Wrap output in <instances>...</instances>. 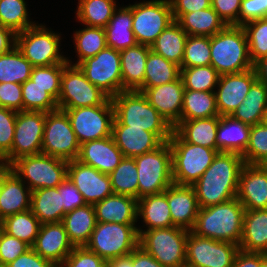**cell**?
I'll return each mask as SVG.
<instances>
[{
    "instance_id": "obj_1",
    "label": "cell",
    "mask_w": 267,
    "mask_h": 267,
    "mask_svg": "<svg viewBox=\"0 0 267 267\" xmlns=\"http://www.w3.org/2000/svg\"><path fill=\"white\" fill-rule=\"evenodd\" d=\"M241 154L218 152L211 165L192 185L200 208L237 197L239 175L244 165Z\"/></svg>"
},
{
    "instance_id": "obj_2",
    "label": "cell",
    "mask_w": 267,
    "mask_h": 267,
    "mask_svg": "<svg viewBox=\"0 0 267 267\" xmlns=\"http://www.w3.org/2000/svg\"><path fill=\"white\" fill-rule=\"evenodd\" d=\"M244 211V206L237 197L200 208L191 231L201 237L239 245Z\"/></svg>"
},
{
    "instance_id": "obj_3",
    "label": "cell",
    "mask_w": 267,
    "mask_h": 267,
    "mask_svg": "<svg viewBox=\"0 0 267 267\" xmlns=\"http://www.w3.org/2000/svg\"><path fill=\"white\" fill-rule=\"evenodd\" d=\"M115 118L130 128H144L162 142L169 141L173 127L139 91H122L111 98Z\"/></svg>"
},
{
    "instance_id": "obj_4",
    "label": "cell",
    "mask_w": 267,
    "mask_h": 267,
    "mask_svg": "<svg viewBox=\"0 0 267 267\" xmlns=\"http://www.w3.org/2000/svg\"><path fill=\"white\" fill-rule=\"evenodd\" d=\"M211 66L220 74L239 73L253 68L243 26L227 25L210 37Z\"/></svg>"
},
{
    "instance_id": "obj_5",
    "label": "cell",
    "mask_w": 267,
    "mask_h": 267,
    "mask_svg": "<svg viewBox=\"0 0 267 267\" xmlns=\"http://www.w3.org/2000/svg\"><path fill=\"white\" fill-rule=\"evenodd\" d=\"M173 182L192 186L211 165L218 151L184 141L174 130L169 139Z\"/></svg>"
},
{
    "instance_id": "obj_6",
    "label": "cell",
    "mask_w": 267,
    "mask_h": 267,
    "mask_svg": "<svg viewBox=\"0 0 267 267\" xmlns=\"http://www.w3.org/2000/svg\"><path fill=\"white\" fill-rule=\"evenodd\" d=\"M139 233V246L161 265L166 267H186V240L188 230L171 226L142 230Z\"/></svg>"
},
{
    "instance_id": "obj_7",
    "label": "cell",
    "mask_w": 267,
    "mask_h": 267,
    "mask_svg": "<svg viewBox=\"0 0 267 267\" xmlns=\"http://www.w3.org/2000/svg\"><path fill=\"white\" fill-rule=\"evenodd\" d=\"M138 171V199L163 193L173 182L169 142L153 151L134 157Z\"/></svg>"
},
{
    "instance_id": "obj_8",
    "label": "cell",
    "mask_w": 267,
    "mask_h": 267,
    "mask_svg": "<svg viewBox=\"0 0 267 267\" xmlns=\"http://www.w3.org/2000/svg\"><path fill=\"white\" fill-rule=\"evenodd\" d=\"M135 224L97 222L85 245L105 261L130 254L139 246V233Z\"/></svg>"
},
{
    "instance_id": "obj_9",
    "label": "cell",
    "mask_w": 267,
    "mask_h": 267,
    "mask_svg": "<svg viewBox=\"0 0 267 267\" xmlns=\"http://www.w3.org/2000/svg\"><path fill=\"white\" fill-rule=\"evenodd\" d=\"M11 165L14 173L27 181L31 191L58 187L67 178L68 161L42 153L21 157Z\"/></svg>"
},
{
    "instance_id": "obj_10",
    "label": "cell",
    "mask_w": 267,
    "mask_h": 267,
    "mask_svg": "<svg viewBox=\"0 0 267 267\" xmlns=\"http://www.w3.org/2000/svg\"><path fill=\"white\" fill-rule=\"evenodd\" d=\"M60 37L44 25L35 24L16 34V47L33 67L68 64L59 52Z\"/></svg>"
},
{
    "instance_id": "obj_11",
    "label": "cell",
    "mask_w": 267,
    "mask_h": 267,
    "mask_svg": "<svg viewBox=\"0 0 267 267\" xmlns=\"http://www.w3.org/2000/svg\"><path fill=\"white\" fill-rule=\"evenodd\" d=\"M67 113L79 144L111 136L115 118L111 98L102 105L62 109Z\"/></svg>"
},
{
    "instance_id": "obj_12",
    "label": "cell",
    "mask_w": 267,
    "mask_h": 267,
    "mask_svg": "<svg viewBox=\"0 0 267 267\" xmlns=\"http://www.w3.org/2000/svg\"><path fill=\"white\" fill-rule=\"evenodd\" d=\"M68 64L61 75L58 109H75L102 105L109 97L93 85L78 66Z\"/></svg>"
},
{
    "instance_id": "obj_13",
    "label": "cell",
    "mask_w": 267,
    "mask_h": 267,
    "mask_svg": "<svg viewBox=\"0 0 267 267\" xmlns=\"http://www.w3.org/2000/svg\"><path fill=\"white\" fill-rule=\"evenodd\" d=\"M79 150L67 113L62 109L46 113L41 153L71 161L77 159Z\"/></svg>"
},
{
    "instance_id": "obj_14",
    "label": "cell",
    "mask_w": 267,
    "mask_h": 267,
    "mask_svg": "<svg viewBox=\"0 0 267 267\" xmlns=\"http://www.w3.org/2000/svg\"><path fill=\"white\" fill-rule=\"evenodd\" d=\"M132 30L138 44L151 46L174 21L170 0H152L132 5Z\"/></svg>"
},
{
    "instance_id": "obj_15",
    "label": "cell",
    "mask_w": 267,
    "mask_h": 267,
    "mask_svg": "<svg viewBox=\"0 0 267 267\" xmlns=\"http://www.w3.org/2000/svg\"><path fill=\"white\" fill-rule=\"evenodd\" d=\"M77 66L109 98L123 91L120 51L106 47Z\"/></svg>"
},
{
    "instance_id": "obj_16",
    "label": "cell",
    "mask_w": 267,
    "mask_h": 267,
    "mask_svg": "<svg viewBox=\"0 0 267 267\" xmlns=\"http://www.w3.org/2000/svg\"><path fill=\"white\" fill-rule=\"evenodd\" d=\"M45 121L46 112L18 111L12 149L1 161L12 164L21 157L41 154Z\"/></svg>"
},
{
    "instance_id": "obj_17",
    "label": "cell",
    "mask_w": 267,
    "mask_h": 267,
    "mask_svg": "<svg viewBox=\"0 0 267 267\" xmlns=\"http://www.w3.org/2000/svg\"><path fill=\"white\" fill-rule=\"evenodd\" d=\"M239 245L188 232L186 267H232Z\"/></svg>"
},
{
    "instance_id": "obj_18",
    "label": "cell",
    "mask_w": 267,
    "mask_h": 267,
    "mask_svg": "<svg viewBox=\"0 0 267 267\" xmlns=\"http://www.w3.org/2000/svg\"><path fill=\"white\" fill-rule=\"evenodd\" d=\"M67 178L83 195L86 204L94 205L114 194L108 174L77 159L68 161Z\"/></svg>"
},
{
    "instance_id": "obj_19",
    "label": "cell",
    "mask_w": 267,
    "mask_h": 267,
    "mask_svg": "<svg viewBox=\"0 0 267 267\" xmlns=\"http://www.w3.org/2000/svg\"><path fill=\"white\" fill-rule=\"evenodd\" d=\"M256 80L253 68L239 73L220 75L218 92H214L219 116H230L243 102Z\"/></svg>"
},
{
    "instance_id": "obj_20",
    "label": "cell",
    "mask_w": 267,
    "mask_h": 267,
    "mask_svg": "<svg viewBox=\"0 0 267 267\" xmlns=\"http://www.w3.org/2000/svg\"><path fill=\"white\" fill-rule=\"evenodd\" d=\"M184 90L180 76L173 82L156 87H141L138 91L174 127L181 118Z\"/></svg>"
},
{
    "instance_id": "obj_21",
    "label": "cell",
    "mask_w": 267,
    "mask_h": 267,
    "mask_svg": "<svg viewBox=\"0 0 267 267\" xmlns=\"http://www.w3.org/2000/svg\"><path fill=\"white\" fill-rule=\"evenodd\" d=\"M237 199L245 210L267 209V171L260 164H244Z\"/></svg>"
},
{
    "instance_id": "obj_22",
    "label": "cell",
    "mask_w": 267,
    "mask_h": 267,
    "mask_svg": "<svg viewBox=\"0 0 267 267\" xmlns=\"http://www.w3.org/2000/svg\"><path fill=\"white\" fill-rule=\"evenodd\" d=\"M31 248L42 258L52 261L59 267L74 246L69 240L64 224L59 222L41 224Z\"/></svg>"
},
{
    "instance_id": "obj_23",
    "label": "cell",
    "mask_w": 267,
    "mask_h": 267,
    "mask_svg": "<svg viewBox=\"0 0 267 267\" xmlns=\"http://www.w3.org/2000/svg\"><path fill=\"white\" fill-rule=\"evenodd\" d=\"M167 202L173 225L191 231L200 209L193 186L172 183L167 188Z\"/></svg>"
},
{
    "instance_id": "obj_24",
    "label": "cell",
    "mask_w": 267,
    "mask_h": 267,
    "mask_svg": "<svg viewBox=\"0 0 267 267\" xmlns=\"http://www.w3.org/2000/svg\"><path fill=\"white\" fill-rule=\"evenodd\" d=\"M124 157L134 158L158 148L163 142L144 128H130L114 118L111 134Z\"/></svg>"
},
{
    "instance_id": "obj_25",
    "label": "cell",
    "mask_w": 267,
    "mask_h": 267,
    "mask_svg": "<svg viewBox=\"0 0 267 267\" xmlns=\"http://www.w3.org/2000/svg\"><path fill=\"white\" fill-rule=\"evenodd\" d=\"M123 158V153L109 136L81 144L77 160L109 175Z\"/></svg>"
},
{
    "instance_id": "obj_26",
    "label": "cell",
    "mask_w": 267,
    "mask_h": 267,
    "mask_svg": "<svg viewBox=\"0 0 267 267\" xmlns=\"http://www.w3.org/2000/svg\"><path fill=\"white\" fill-rule=\"evenodd\" d=\"M93 206L97 222L135 224L139 218L137 199L130 196L113 194Z\"/></svg>"
},
{
    "instance_id": "obj_27",
    "label": "cell",
    "mask_w": 267,
    "mask_h": 267,
    "mask_svg": "<svg viewBox=\"0 0 267 267\" xmlns=\"http://www.w3.org/2000/svg\"><path fill=\"white\" fill-rule=\"evenodd\" d=\"M239 250L267 254V209L244 211Z\"/></svg>"
},
{
    "instance_id": "obj_28",
    "label": "cell",
    "mask_w": 267,
    "mask_h": 267,
    "mask_svg": "<svg viewBox=\"0 0 267 267\" xmlns=\"http://www.w3.org/2000/svg\"><path fill=\"white\" fill-rule=\"evenodd\" d=\"M150 46L136 44L120 51L123 91H138L144 84Z\"/></svg>"
},
{
    "instance_id": "obj_29",
    "label": "cell",
    "mask_w": 267,
    "mask_h": 267,
    "mask_svg": "<svg viewBox=\"0 0 267 267\" xmlns=\"http://www.w3.org/2000/svg\"><path fill=\"white\" fill-rule=\"evenodd\" d=\"M251 126L233 119L219 116L216 132V150L243 154L249 144Z\"/></svg>"
},
{
    "instance_id": "obj_30",
    "label": "cell",
    "mask_w": 267,
    "mask_h": 267,
    "mask_svg": "<svg viewBox=\"0 0 267 267\" xmlns=\"http://www.w3.org/2000/svg\"><path fill=\"white\" fill-rule=\"evenodd\" d=\"M31 194L30 188L12 171L0 195V219L31 209Z\"/></svg>"
},
{
    "instance_id": "obj_31",
    "label": "cell",
    "mask_w": 267,
    "mask_h": 267,
    "mask_svg": "<svg viewBox=\"0 0 267 267\" xmlns=\"http://www.w3.org/2000/svg\"><path fill=\"white\" fill-rule=\"evenodd\" d=\"M62 223L73 246H85L97 224L94 206L86 204L67 212Z\"/></svg>"
},
{
    "instance_id": "obj_32",
    "label": "cell",
    "mask_w": 267,
    "mask_h": 267,
    "mask_svg": "<svg viewBox=\"0 0 267 267\" xmlns=\"http://www.w3.org/2000/svg\"><path fill=\"white\" fill-rule=\"evenodd\" d=\"M62 194L58 187L40 188L32 191L31 211L41 224L62 222L64 211Z\"/></svg>"
},
{
    "instance_id": "obj_33",
    "label": "cell",
    "mask_w": 267,
    "mask_h": 267,
    "mask_svg": "<svg viewBox=\"0 0 267 267\" xmlns=\"http://www.w3.org/2000/svg\"><path fill=\"white\" fill-rule=\"evenodd\" d=\"M132 22V5L116 9L104 28L107 47L122 51L135 46L137 41L132 30Z\"/></svg>"
},
{
    "instance_id": "obj_34",
    "label": "cell",
    "mask_w": 267,
    "mask_h": 267,
    "mask_svg": "<svg viewBox=\"0 0 267 267\" xmlns=\"http://www.w3.org/2000/svg\"><path fill=\"white\" fill-rule=\"evenodd\" d=\"M146 224L145 230L174 226L167 202V189L163 193L146 195L137 199V217Z\"/></svg>"
},
{
    "instance_id": "obj_35",
    "label": "cell",
    "mask_w": 267,
    "mask_h": 267,
    "mask_svg": "<svg viewBox=\"0 0 267 267\" xmlns=\"http://www.w3.org/2000/svg\"><path fill=\"white\" fill-rule=\"evenodd\" d=\"M219 116L179 121L173 130L186 142L216 150Z\"/></svg>"
},
{
    "instance_id": "obj_36",
    "label": "cell",
    "mask_w": 267,
    "mask_h": 267,
    "mask_svg": "<svg viewBox=\"0 0 267 267\" xmlns=\"http://www.w3.org/2000/svg\"><path fill=\"white\" fill-rule=\"evenodd\" d=\"M187 37L188 34L174 20L150 47L155 53L181 67Z\"/></svg>"
},
{
    "instance_id": "obj_37",
    "label": "cell",
    "mask_w": 267,
    "mask_h": 267,
    "mask_svg": "<svg viewBox=\"0 0 267 267\" xmlns=\"http://www.w3.org/2000/svg\"><path fill=\"white\" fill-rule=\"evenodd\" d=\"M267 107V86L256 80L250 87L245 99L231 113V117L253 126L260 124Z\"/></svg>"
},
{
    "instance_id": "obj_38",
    "label": "cell",
    "mask_w": 267,
    "mask_h": 267,
    "mask_svg": "<svg viewBox=\"0 0 267 267\" xmlns=\"http://www.w3.org/2000/svg\"><path fill=\"white\" fill-rule=\"evenodd\" d=\"M177 22L191 36L211 37L227 26L212 7L185 13Z\"/></svg>"
},
{
    "instance_id": "obj_39",
    "label": "cell",
    "mask_w": 267,
    "mask_h": 267,
    "mask_svg": "<svg viewBox=\"0 0 267 267\" xmlns=\"http://www.w3.org/2000/svg\"><path fill=\"white\" fill-rule=\"evenodd\" d=\"M219 116L214 92L184 90L180 121Z\"/></svg>"
},
{
    "instance_id": "obj_40",
    "label": "cell",
    "mask_w": 267,
    "mask_h": 267,
    "mask_svg": "<svg viewBox=\"0 0 267 267\" xmlns=\"http://www.w3.org/2000/svg\"><path fill=\"white\" fill-rule=\"evenodd\" d=\"M142 87H156L177 80L181 76L180 66L149 50Z\"/></svg>"
},
{
    "instance_id": "obj_41",
    "label": "cell",
    "mask_w": 267,
    "mask_h": 267,
    "mask_svg": "<svg viewBox=\"0 0 267 267\" xmlns=\"http://www.w3.org/2000/svg\"><path fill=\"white\" fill-rule=\"evenodd\" d=\"M76 16L89 27L105 28L117 9L114 0H78Z\"/></svg>"
},
{
    "instance_id": "obj_42",
    "label": "cell",
    "mask_w": 267,
    "mask_h": 267,
    "mask_svg": "<svg viewBox=\"0 0 267 267\" xmlns=\"http://www.w3.org/2000/svg\"><path fill=\"white\" fill-rule=\"evenodd\" d=\"M33 65L14 46L9 52L0 55V83L22 84L30 79Z\"/></svg>"
},
{
    "instance_id": "obj_43",
    "label": "cell",
    "mask_w": 267,
    "mask_h": 267,
    "mask_svg": "<svg viewBox=\"0 0 267 267\" xmlns=\"http://www.w3.org/2000/svg\"><path fill=\"white\" fill-rule=\"evenodd\" d=\"M4 232L33 246L41 223L31 209L10 215L3 219Z\"/></svg>"
},
{
    "instance_id": "obj_44",
    "label": "cell",
    "mask_w": 267,
    "mask_h": 267,
    "mask_svg": "<svg viewBox=\"0 0 267 267\" xmlns=\"http://www.w3.org/2000/svg\"><path fill=\"white\" fill-rule=\"evenodd\" d=\"M109 177L114 194L138 199V171L134 158L124 157Z\"/></svg>"
},
{
    "instance_id": "obj_45",
    "label": "cell",
    "mask_w": 267,
    "mask_h": 267,
    "mask_svg": "<svg viewBox=\"0 0 267 267\" xmlns=\"http://www.w3.org/2000/svg\"><path fill=\"white\" fill-rule=\"evenodd\" d=\"M74 41L78 61L71 65L75 66L87 58L94 57L107 47L105 30L101 27L86 26L84 29L76 31Z\"/></svg>"
},
{
    "instance_id": "obj_46",
    "label": "cell",
    "mask_w": 267,
    "mask_h": 267,
    "mask_svg": "<svg viewBox=\"0 0 267 267\" xmlns=\"http://www.w3.org/2000/svg\"><path fill=\"white\" fill-rule=\"evenodd\" d=\"M24 0H0V25L11 29L15 34L34 26L29 20Z\"/></svg>"
},
{
    "instance_id": "obj_47",
    "label": "cell",
    "mask_w": 267,
    "mask_h": 267,
    "mask_svg": "<svg viewBox=\"0 0 267 267\" xmlns=\"http://www.w3.org/2000/svg\"><path fill=\"white\" fill-rule=\"evenodd\" d=\"M185 90L215 92L220 74L211 65L180 68Z\"/></svg>"
},
{
    "instance_id": "obj_48",
    "label": "cell",
    "mask_w": 267,
    "mask_h": 267,
    "mask_svg": "<svg viewBox=\"0 0 267 267\" xmlns=\"http://www.w3.org/2000/svg\"><path fill=\"white\" fill-rule=\"evenodd\" d=\"M23 110L50 112L58 109L57 101L31 79L21 84Z\"/></svg>"
},
{
    "instance_id": "obj_49",
    "label": "cell",
    "mask_w": 267,
    "mask_h": 267,
    "mask_svg": "<svg viewBox=\"0 0 267 267\" xmlns=\"http://www.w3.org/2000/svg\"><path fill=\"white\" fill-rule=\"evenodd\" d=\"M211 65L209 36L188 35L180 68Z\"/></svg>"
},
{
    "instance_id": "obj_50",
    "label": "cell",
    "mask_w": 267,
    "mask_h": 267,
    "mask_svg": "<svg viewBox=\"0 0 267 267\" xmlns=\"http://www.w3.org/2000/svg\"><path fill=\"white\" fill-rule=\"evenodd\" d=\"M243 28L248 39L251 62L267 56V18L248 22Z\"/></svg>"
},
{
    "instance_id": "obj_51",
    "label": "cell",
    "mask_w": 267,
    "mask_h": 267,
    "mask_svg": "<svg viewBox=\"0 0 267 267\" xmlns=\"http://www.w3.org/2000/svg\"><path fill=\"white\" fill-rule=\"evenodd\" d=\"M67 64L33 67L30 79L57 101L60 94L61 75Z\"/></svg>"
},
{
    "instance_id": "obj_52",
    "label": "cell",
    "mask_w": 267,
    "mask_h": 267,
    "mask_svg": "<svg viewBox=\"0 0 267 267\" xmlns=\"http://www.w3.org/2000/svg\"><path fill=\"white\" fill-rule=\"evenodd\" d=\"M242 157L246 164H260L267 158V127L262 123L251 126L249 144Z\"/></svg>"
},
{
    "instance_id": "obj_53",
    "label": "cell",
    "mask_w": 267,
    "mask_h": 267,
    "mask_svg": "<svg viewBox=\"0 0 267 267\" xmlns=\"http://www.w3.org/2000/svg\"><path fill=\"white\" fill-rule=\"evenodd\" d=\"M17 111L0 107V158L3 159L12 149Z\"/></svg>"
},
{
    "instance_id": "obj_54",
    "label": "cell",
    "mask_w": 267,
    "mask_h": 267,
    "mask_svg": "<svg viewBox=\"0 0 267 267\" xmlns=\"http://www.w3.org/2000/svg\"><path fill=\"white\" fill-rule=\"evenodd\" d=\"M59 267H107V261L82 246L74 247Z\"/></svg>"
},
{
    "instance_id": "obj_55",
    "label": "cell",
    "mask_w": 267,
    "mask_h": 267,
    "mask_svg": "<svg viewBox=\"0 0 267 267\" xmlns=\"http://www.w3.org/2000/svg\"><path fill=\"white\" fill-rule=\"evenodd\" d=\"M31 247L25 242L3 232L0 238V267H5Z\"/></svg>"
},
{
    "instance_id": "obj_56",
    "label": "cell",
    "mask_w": 267,
    "mask_h": 267,
    "mask_svg": "<svg viewBox=\"0 0 267 267\" xmlns=\"http://www.w3.org/2000/svg\"><path fill=\"white\" fill-rule=\"evenodd\" d=\"M0 107L23 110L22 87L19 83H0Z\"/></svg>"
},
{
    "instance_id": "obj_57",
    "label": "cell",
    "mask_w": 267,
    "mask_h": 267,
    "mask_svg": "<svg viewBox=\"0 0 267 267\" xmlns=\"http://www.w3.org/2000/svg\"><path fill=\"white\" fill-rule=\"evenodd\" d=\"M262 18H267V0H242L239 26Z\"/></svg>"
},
{
    "instance_id": "obj_58",
    "label": "cell",
    "mask_w": 267,
    "mask_h": 267,
    "mask_svg": "<svg viewBox=\"0 0 267 267\" xmlns=\"http://www.w3.org/2000/svg\"><path fill=\"white\" fill-rule=\"evenodd\" d=\"M242 0H211V7L226 25L239 26V12Z\"/></svg>"
},
{
    "instance_id": "obj_59",
    "label": "cell",
    "mask_w": 267,
    "mask_h": 267,
    "mask_svg": "<svg viewBox=\"0 0 267 267\" xmlns=\"http://www.w3.org/2000/svg\"><path fill=\"white\" fill-rule=\"evenodd\" d=\"M58 190L62 194L64 211L66 213L86 205L83 195L68 178L58 186Z\"/></svg>"
},
{
    "instance_id": "obj_60",
    "label": "cell",
    "mask_w": 267,
    "mask_h": 267,
    "mask_svg": "<svg viewBox=\"0 0 267 267\" xmlns=\"http://www.w3.org/2000/svg\"><path fill=\"white\" fill-rule=\"evenodd\" d=\"M170 3L175 21H178L185 13L211 7V0H170Z\"/></svg>"
},
{
    "instance_id": "obj_61",
    "label": "cell",
    "mask_w": 267,
    "mask_h": 267,
    "mask_svg": "<svg viewBox=\"0 0 267 267\" xmlns=\"http://www.w3.org/2000/svg\"><path fill=\"white\" fill-rule=\"evenodd\" d=\"M5 267H58L52 261L42 258L32 248L17 257Z\"/></svg>"
},
{
    "instance_id": "obj_62",
    "label": "cell",
    "mask_w": 267,
    "mask_h": 267,
    "mask_svg": "<svg viewBox=\"0 0 267 267\" xmlns=\"http://www.w3.org/2000/svg\"><path fill=\"white\" fill-rule=\"evenodd\" d=\"M232 267H261V253L239 250L234 257Z\"/></svg>"
},
{
    "instance_id": "obj_63",
    "label": "cell",
    "mask_w": 267,
    "mask_h": 267,
    "mask_svg": "<svg viewBox=\"0 0 267 267\" xmlns=\"http://www.w3.org/2000/svg\"><path fill=\"white\" fill-rule=\"evenodd\" d=\"M133 267H166L145 252L140 246L133 250Z\"/></svg>"
},
{
    "instance_id": "obj_64",
    "label": "cell",
    "mask_w": 267,
    "mask_h": 267,
    "mask_svg": "<svg viewBox=\"0 0 267 267\" xmlns=\"http://www.w3.org/2000/svg\"><path fill=\"white\" fill-rule=\"evenodd\" d=\"M14 46H16V34L0 25V55L9 52Z\"/></svg>"
},
{
    "instance_id": "obj_65",
    "label": "cell",
    "mask_w": 267,
    "mask_h": 267,
    "mask_svg": "<svg viewBox=\"0 0 267 267\" xmlns=\"http://www.w3.org/2000/svg\"><path fill=\"white\" fill-rule=\"evenodd\" d=\"M253 69L258 81L267 86V56H264L253 63Z\"/></svg>"
},
{
    "instance_id": "obj_66",
    "label": "cell",
    "mask_w": 267,
    "mask_h": 267,
    "mask_svg": "<svg viewBox=\"0 0 267 267\" xmlns=\"http://www.w3.org/2000/svg\"><path fill=\"white\" fill-rule=\"evenodd\" d=\"M107 267H133V251L130 254L107 261Z\"/></svg>"
},
{
    "instance_id": "obj_67",
    "label": "cell",
    "mask_w": 267,
    "mask_h": 267,
    "mask_svg": "<svg viewBox=\"0 0 267 267\" xmlns=\"http://www.w3.org/2000/svg\"><path fill=\"white\" fill-rule=\"evenodd\" d=\"M13 171L12 165L6 162L0 161V195L4 186L6 177Z\"/></svg>"
},
{
    "instance_id": "obj_68",
    "label": "cell",
    "mask_w": 267,
    "mask_h": 267,
    "mask_svg": "<svg viewBox=\"0 0 267 267\" xmlns=\"http://www.w3.org/2000/svg\"><path fill=\"white\" fill-rule=\"evenodd\" d=\"M261 267H267V254L261 253Z\"/></svg>"
},
{
    "instance_id": "obj_69",
    "label": "cell",
    "mask_w": 267,
    "mask_h": 267,
    "mask_svg": "<svg viewBox=\"0 0 267 267\" xmlns=\"http://www.w3.org/2000/svg\"><path fill=\"white\" fill-rule=\"evenodd\" d=\"M264 126L267 127V107L265 109V112H264V115H263V118H262V122H261Z\"/></svg>"
},
{
    "instance_id": "obj_70",
    "label": "cell",
    "mask_w": 267,
    "mask_h": 267,
    "mask_svg": "<svg viewBox=\"0 0 267 267\" xmlns=\"http://www.w3.org/2000/svg\"><path fill=\"white\" fill-rule=\"evenodd\" d=\"M3 232H4V223H3V219H0V238Z\"/></svg>"
},
{
    "instance_id": "obj_71",
    "label": "cell",
    "mask_w": 267,
    "mask_h": 267,
    "mask_svg": "<svg viewBox=\"0 0 267 267\" xmlns=\"http://www.w3.org/2000/svg\"><path fill=\"white\" fill-rule=\"evenodd\" d=\"M260 165L267 171V158L264 159V160L260 163Z\"/></svg>"
}]
</instances>
